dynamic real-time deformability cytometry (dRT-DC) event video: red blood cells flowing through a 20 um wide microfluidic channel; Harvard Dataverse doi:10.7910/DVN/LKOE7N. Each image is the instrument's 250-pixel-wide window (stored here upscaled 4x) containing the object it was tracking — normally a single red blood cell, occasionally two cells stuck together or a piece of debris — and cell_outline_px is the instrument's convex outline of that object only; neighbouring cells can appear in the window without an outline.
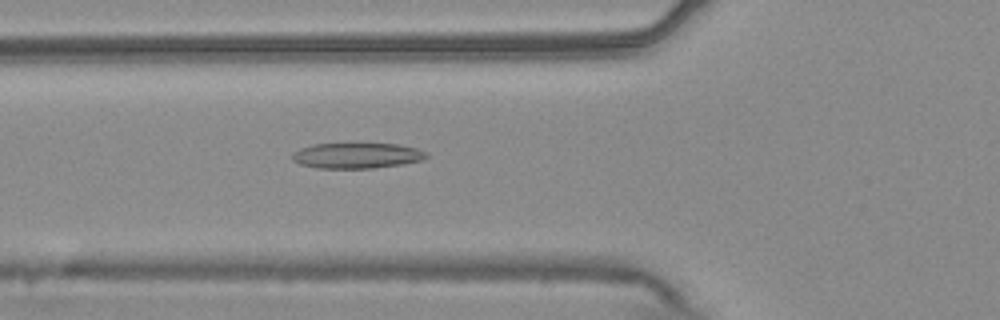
{"species": "common noctule bat (a hibernating species)", "species_latin": "Nyctalus noctula", "temperature_condition": "warm", "stored_images_in_passage": 54, "camera_frame_rate_fps": 3000, "um_per_image_px": 0.085, "animal": {"sex": "male", "body_mass_g": 20.4}, "frame": {"image": 1, "passage_image": 20, "time_ms": 6.333, "image_size_px": [1000, 320], "cell_outline_px": [[428, 156], [420, 160], [400, 164], [372, 168], [316, 168], [300, 164], [292, 160], [292, 152], [300, 148], [312, 144], [396, 144], [416, 148], [428, 152]], "centroid_in_image_um": [30.28, 13.22], "position_along_channel_um": 95.5, "area_um2": 19.83}}
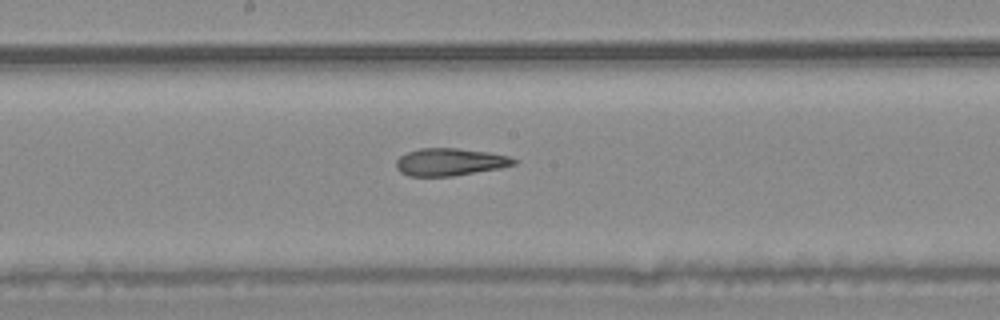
{"frame": {"image": 2, "passage_image": 29, "time_ms": 9.333, "image_size_px": [1000, 320], "cell_outline_px": [[520, 160], [516, 164], [500, 168], [452, 176], [408, 176], [400, 172], [396, 168], [396, 160], [400, 156], [408, 152], [420, 148], [456, 148], [488, 152], [508, 156]], "centroid_in_image_um": [38.25, 13.77], "position_along_channel_um": 210.0, "area_um2": 18.84}}
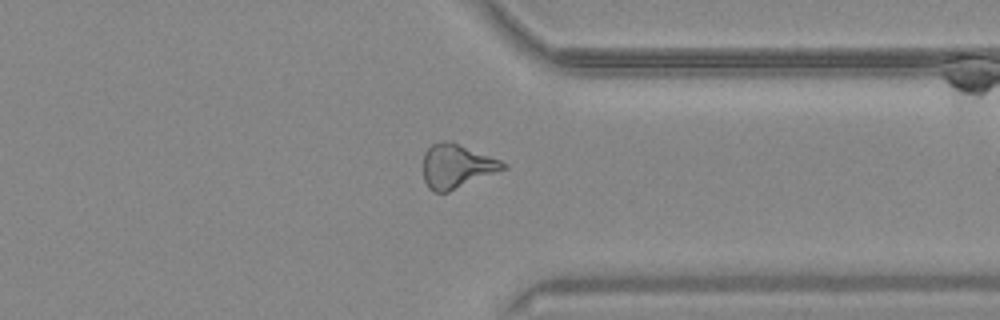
{"frame": {"image": 3, "passage_image": 42, "time_ms": 13.667, "image_size_px": [1000, 320], "cell_outline_px": [[508, 168], [448, 192], [432, 192], [428, 188], [424, 180], [424, 152], [432, 144], [444, 140], [452, 140], [500, 160], [508, 164]], "centroid_in_image_um": [38.83, 14.11], "position_along_channel_um": 372.6, "area_um2": 20.69}, "authors_computed_cell_mechanics": {"area_um2": 20.6057, "velocity_mm_per_s": 3.7965, "shape_relaxation_time_tau1_ms": null, "shape_relaxation_time_tau2_ms": 2.4003, "deformation_change_tau1": null, "deformation_change_tau2": 0.1214}}